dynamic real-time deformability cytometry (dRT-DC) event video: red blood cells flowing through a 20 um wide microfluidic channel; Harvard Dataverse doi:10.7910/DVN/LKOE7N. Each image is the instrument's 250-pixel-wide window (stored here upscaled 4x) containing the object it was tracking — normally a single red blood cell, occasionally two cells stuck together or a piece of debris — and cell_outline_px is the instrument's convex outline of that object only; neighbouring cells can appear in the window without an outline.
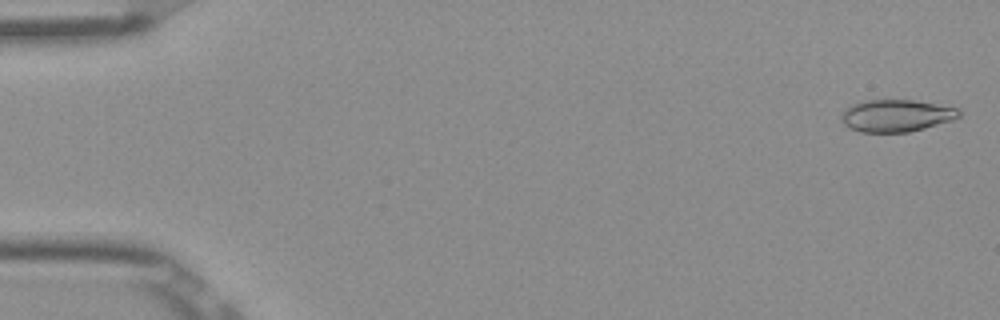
{"species": "Egyptian fruit bat (a non-hibernating species)", "species_latin": "Rousettus aegyptiacus", "temperature_condition": "room temperature", "stored_images_in_passage": 51, "camera_frame_rate_fps": 3000, "um_per_image_px": 0.085, "frame": {"image": 1, "passage_image": 1, "time_ms": 0.0, "image_size_px": [1000, 320], "cell_outline_px": [[960, 116], [952, 120], [924, 128], [908, 132], [860, 132], [848, 128], [844, 124], [840, 116], [844, 108], [852, 104], [864, 100], [912, 100], [956, 108], [960, 112]], "centroid_in_image_um": [76.11, 9.83], "position_along_channel_um": 8.9, "area_um2": 21.96}}
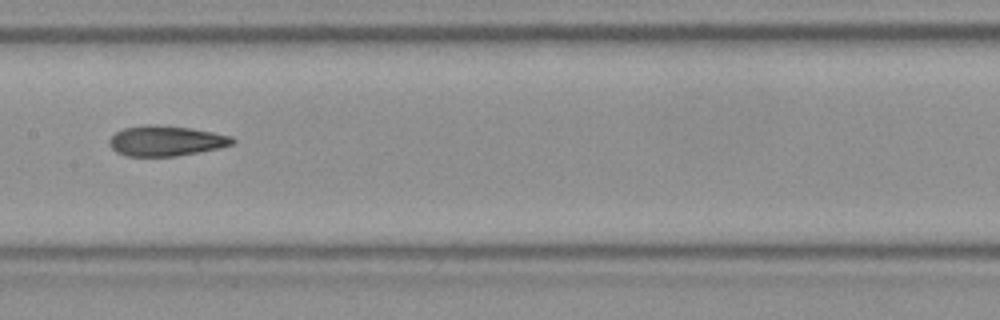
{"frame": {"image": 2, "passage_image": 26, "time_ms": 8.333, "image_size_px": [1000, 320], "cell_outline_px": [[236, 140], [232, 144], [220, 148], [176, 156], [128, 156], [116, 152], [108, 144], [108, 140], [116, 132], [124, 128], [144, 124], [148, 124], [192, 128], [232, 136]], "centroid_in_image_um": [14.09, 11.97], "position_along_channel_um": 193.3, "area_um2": 21.73}}
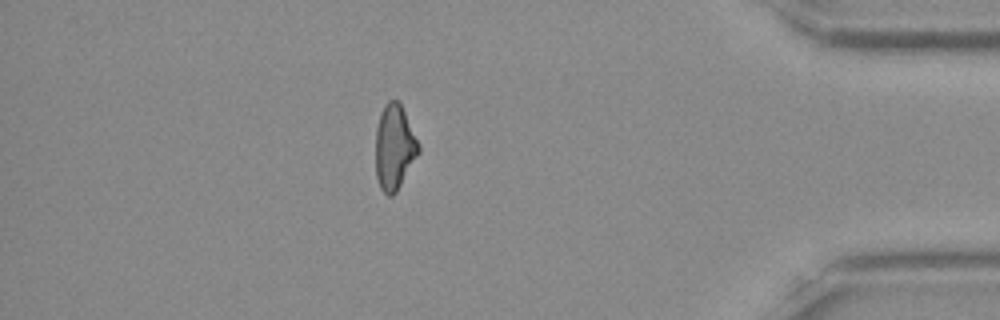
{"frame": {"image": 3, "passage_image": 45, "time_ms": 14.667, "image_size_px": [1000, 320], "cell_outline_px": [[420, 152], [396, 192], [392, 196], [388, 196], [380, 188], [376, 176], [376, 128], [380, 112], [384, 104], [388, 100], [400, 100], [420, 144]], "centroid_in_image_um": [33.53, 12.47], "position_along_channel_um": 401.7, "area_um2": 21.62}, "authors_computed_cell_mechanics": {"area_um2": 21.9062, "velocity_mm_per_s": 3.9172, "shape_relaxation_time_tau1_ms": null, "shape_relaxation_time_tau2_ms": 3.5797, "deformation_change_tau1": null, "deformation_change_tau2": 0.1138}}